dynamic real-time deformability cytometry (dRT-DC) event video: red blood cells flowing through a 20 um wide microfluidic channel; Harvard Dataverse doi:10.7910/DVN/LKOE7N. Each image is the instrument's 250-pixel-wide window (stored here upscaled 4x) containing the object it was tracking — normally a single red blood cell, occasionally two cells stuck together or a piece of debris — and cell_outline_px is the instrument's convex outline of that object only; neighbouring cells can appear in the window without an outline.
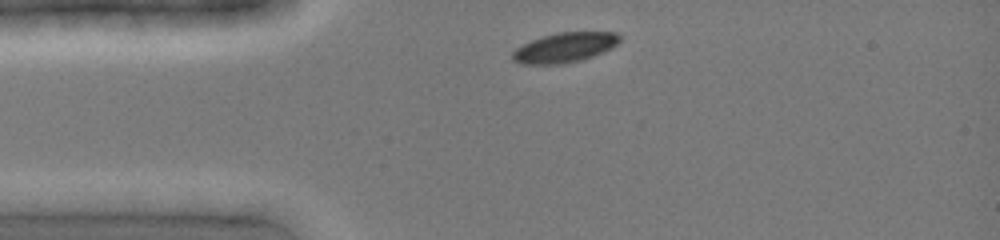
{"species": "common noctule bat (a hibernating species)", "species_latin": "Nyctalus noctula", "temperature_condition": "cold", "stored_images_in_passage": 4, "camera_frame_rate_fps": 3000, "um_per_image_px": 0.085, "animal": {"sex": "female", "body_mass_g": 19.0, "forearm_length_mm": 51.5}, "frame": {"image": 1, "passage_image": 1, "time_ms": 0.0, "image_size_px": [1000, 240], "cell_outline_px": [[620, 40], [612, 48], [604, 52], [580, 60], [564, 64], [520, 64], [512, 60], [512, 52], [516, 48], [532, 40], [544, 36], [560, 32], [616, 32], [620, 36]], "centroid_in_image_um": [48.0, 4.05], "position_along_channel_um": 37.0, "area_um2": 18.55}}